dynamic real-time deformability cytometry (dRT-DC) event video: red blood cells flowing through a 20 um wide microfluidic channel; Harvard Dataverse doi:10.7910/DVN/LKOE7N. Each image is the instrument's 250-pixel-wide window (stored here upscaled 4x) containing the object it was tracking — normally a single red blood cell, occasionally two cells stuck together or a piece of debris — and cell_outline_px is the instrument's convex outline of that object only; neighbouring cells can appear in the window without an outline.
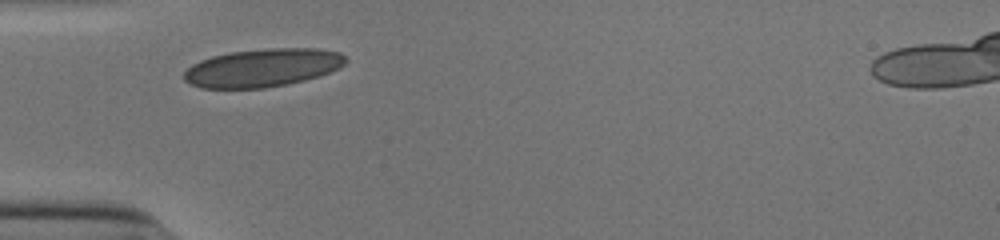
{"species": "human", "species_latin": "Homo sapiens", "temperature_condition": "cold", "stored_images_in_passage": 26, "camera_frame_rate_fps": 3000, "um_per_image_px": 0.085, "donor": {"sex": "male"}, "frame": {"image": 1, "passage_image": 1, "time_ms": 0.0, "image_size_px": [1000, 240], "cell_outline_px": [[348, 60], [340, 68], [320, 76], [288, 84], [264, 88], [200, 88], [184, 80], [184, 72], [192, 64], [200, 60], [212, 56], [232, 52], [268, 48], [320, 48], [340, 52]], "centroid_in_image_um": [22.35, 5.76], "position_along_channel_um": 62.6, "area_um2": 36.07}}
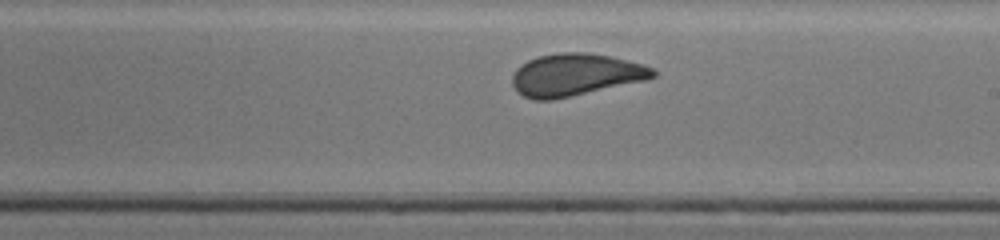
{"frame": {"image": 2, "passage_image": 15, "time_ms": 4.667, "image_size_px": [1000, 240], "cell_outline_px": [[656, 76], [644, 80], [552, 100], [532, 100], [516, 92], [512, 84], [512, 76], [516, 68], [520, 64], [528, 60], [540, 56], [560, 52], [584, 52], [608, 56], [644, 64], [652, 68], [656, 72]], "centroid_in_image_um": [48.86, 6.36], "position_along_channel_um": 240.1, "area_um2": 34.45}}
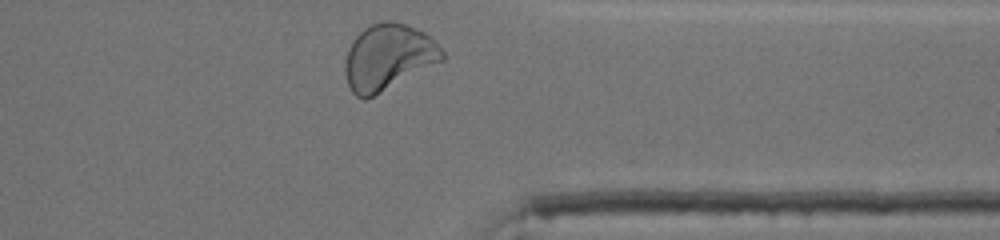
{"frame": {"image": 3, "passage_image": 26, "time_ms": 8.333, "image_size_px": [1000, 240], "cell_outline_px": [[444, 60], [364, 100], [356, 96], [352, 92], [348, 84], [344, 72], [344, 64], [348, 48], [352, 40], [364, 28], [372, 24], [384, 20], [396, 20], [408, 24], [432, 36], [444, 52]], "centroid_in_image_um": [32.99, 4.82], "position_along_channel_um": 378.4, "area_um2": 37.51}, "authors_computed_cell_mechanics": {"area_um2": 34.3621, "velocity_mm_per_s": 3.8713, "shape_relaxation_time_tau1_ms": 3.4474, "shape_relaxation_time_tau2_ms": null, "deformation_change_tau1": 0.1059, "deformation_change_tau2": null}}